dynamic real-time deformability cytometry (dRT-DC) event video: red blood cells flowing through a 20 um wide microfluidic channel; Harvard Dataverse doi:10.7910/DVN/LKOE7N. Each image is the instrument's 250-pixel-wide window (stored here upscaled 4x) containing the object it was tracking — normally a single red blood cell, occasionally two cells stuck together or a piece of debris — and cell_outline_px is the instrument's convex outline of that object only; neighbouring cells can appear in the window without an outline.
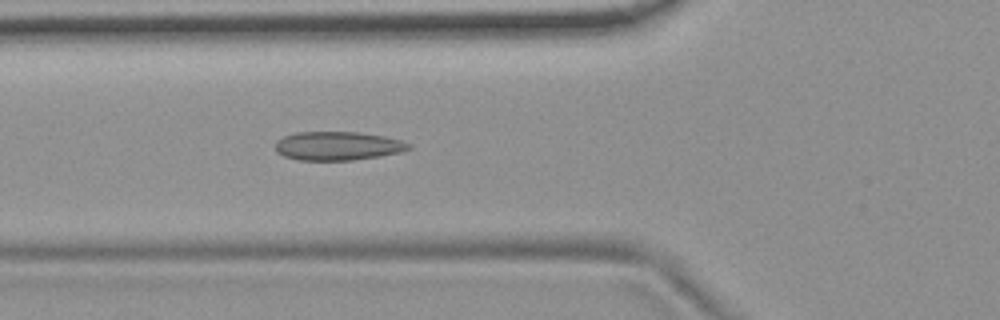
{"species": "common noctule bat (a hibernating species)", "species_latin": "Nyctalus noctula", "temperature_condition": "room temperature", "stored_images_in_passage": 41, "camera_frame_rate_fps": 3000, "um_per_image_px": 0.085, "animal": {"sex": "female", "body_mass_g": 19.9}, "frame": {"image": 1, "passage_image": 7, "time_ms": 2.0, "image_size_px": [1000, 320], "cell_outline_px": [[412, 148], [400, 152], [380, 156], [352, 160], [300, 160], [284, 156], [276, 152], [276, 140], [284, 136], [296, 132], [360, 132], [384, 136], [400, 140], [412, 144]], "centroid_in_image_um": [28.72, 12.4], "position_along_channel_um": 97.1, "area_um2": 22.37}}
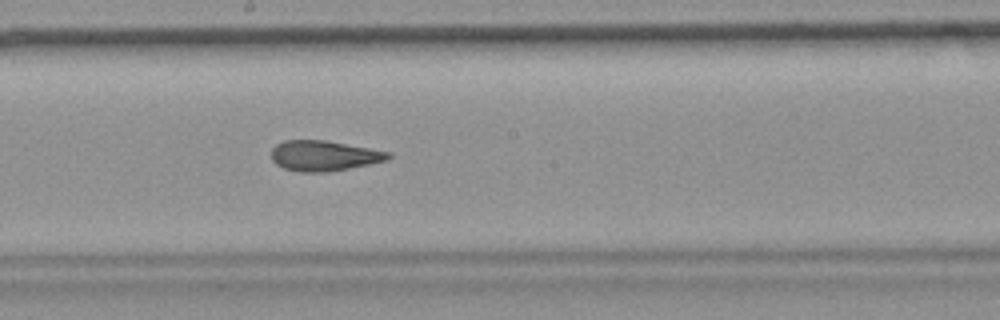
{"frame": {"image": 2, "passage_image": 17, "time_ms": 5.333, "image_size_px": [1000, 320], "cell_outline_px": [[392, 156], [388, 160], [328, 172], [300, 172], [284, 168], [276, 164], [272, 160], [272, 148], [276, 144], [284, 140], [324, 140], [392, 152]], "centroid_in_image_um": [27.54, 13.23], "position_along_channel_um": 220.7, "area_um2": 20.63}}
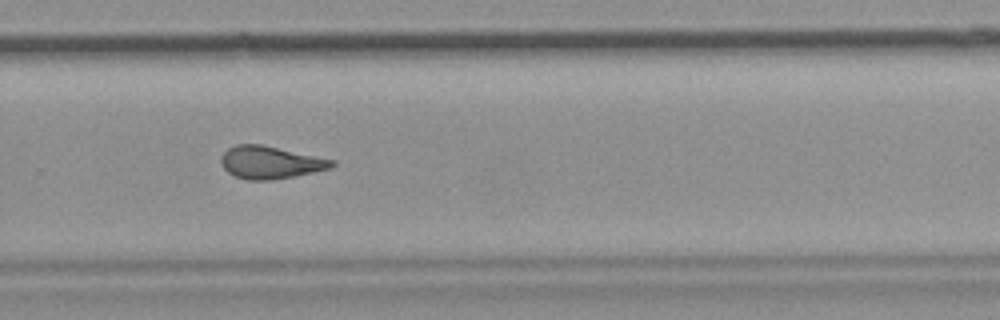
{"frame": {"image": 3, "passage_image": 24, "time_ms": 7.667, "image_size_px": [1000, 320], "cell_outline_px": [[336, 164], [332, 168], [292, 176], [268, 180], [248, 180], [236, 176], [228, 172], [220, 164], [220, 156], [228, 148], [236, 144], [260, 144], [336, 160]], "centroid_in_image_um": [22.97, 13.79], "position_along_channel_um": 306.8, "area_um2": 20.92}, "authors_computed_cell_mechanics": {"area_um2": 21.1548, "velocity_mm_per_s": 3.7067, "shape_relaxation_time_tau1_ms": null, "shape_relaxation_time_tau2_ms": 1.9571, "deformation_change_tau1": null, "deformation_change_tau2": 0.0971}}